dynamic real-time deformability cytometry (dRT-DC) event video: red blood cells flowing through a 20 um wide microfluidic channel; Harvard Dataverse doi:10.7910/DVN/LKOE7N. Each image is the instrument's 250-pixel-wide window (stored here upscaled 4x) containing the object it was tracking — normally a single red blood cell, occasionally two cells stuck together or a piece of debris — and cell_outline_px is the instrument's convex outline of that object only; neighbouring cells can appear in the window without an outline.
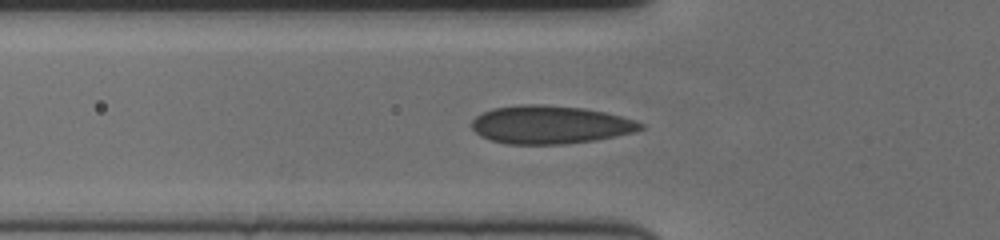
{"species": "human", "species_latin": "Homo sapiens", "temperature_condition": "cold", "stored_images_in_passage": 37, "camera_frame_rate_fps": 3000, "um_per_image_px": 0.085, "donor": {"sex": "female"}, "frame": {"image": 1, "passage_image": 2, "time_ms": 0.333, "image_size_px": [1000, 240], "cell_outline_px": [[644, 128], [632, 132], [592, 140], [564, 144], [508, 144], [492, 140], [480, 136], [472, 128], [472, 120], [476, 116], [492, 108], [520, 104], [544, 104], [584, 108], [604, 112], [636, 120], [644, 124]], "centroid_in_image_um": [46.73, 10.59], "position_along_channel_um": 79.1, "area_um2": 37.34}}
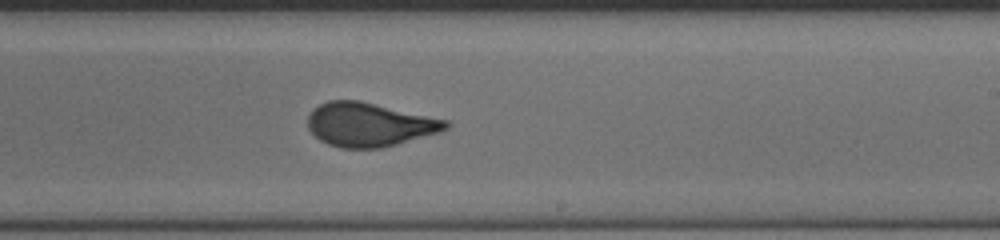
{"frame": {"image": 2, "passage_image": 17, "time_ms": 5.333, "image_size_px": [1000, 240], "cell_outline_px": [[452, 124], [448, 128], [440, 132], [384, 148], [340, 148], [328, 144], [320, 140], [308, 128], [308, 116], [312, 108], [328, 100], [360, 100], [448, 120]], "centroid_in_image_um": [31.41, 10.59], "position_along_channel_um": 257.6, "area_um2": 35.49}}
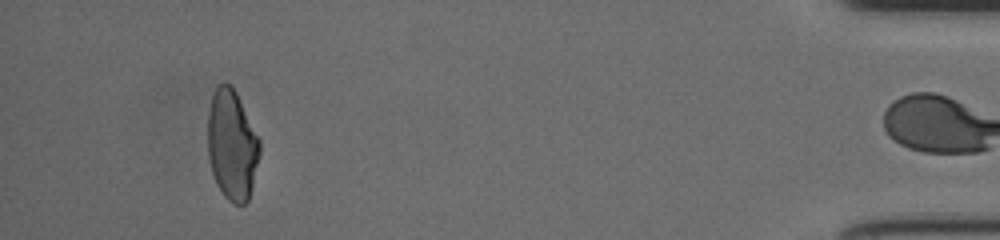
{"frame": {"image": 3, "passage_image": 36, "time_ms": 11.667, "image_size_px": [1000, 240], "cell_outline_px": [[260, 152], [252, 188], [248, 200], [244, 204], [232, 204], [224, 196], [216, 184], [212, 172], [208, 156], [208, 112], [212, 96], [216, 88], [220, 84], [228, 84], [236, 92], [260, 140]], "centroid_in_image_um": [19.72, 12.36], "position_along_channel_um": 415.5, "area_um2": 33.18}, "authors_computed_cell_mechanics": {"area_um2": 34.8534, "velocity_mm_per_s": 3.5805, "shape_relaxation_time_tau1_ms": 7.6567, "shape_relaxation_time_tau2_ms": null, "deformation_change_tau1": 0.1878, "deformation_change_tau2": null}}